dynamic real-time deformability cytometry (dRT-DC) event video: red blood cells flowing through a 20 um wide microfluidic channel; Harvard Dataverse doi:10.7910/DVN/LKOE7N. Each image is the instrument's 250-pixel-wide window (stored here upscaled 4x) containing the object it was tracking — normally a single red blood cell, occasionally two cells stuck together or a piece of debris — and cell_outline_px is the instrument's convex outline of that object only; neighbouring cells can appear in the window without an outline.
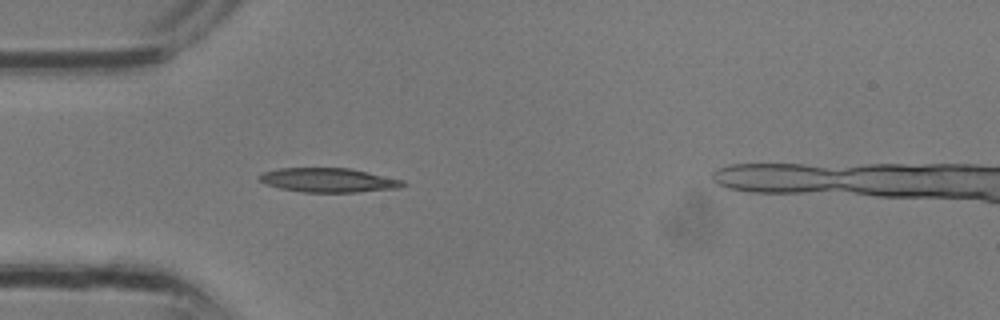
{"species": "common noctule bat (a hibernating species)", "species_latin": "Nyctalus noctula", "temperature_condition": "room temperature", "stored_images_in_passage": 5, "camera_frame_rate_fps": 3000, "um_per_image_px": 0.085, "animal": {"sex": "male", "body_mass_g": 13.3}, "frame": {"image": 1, "passage_image": 1, "time_ms": 0.0, "image_size_px": [1000, 320], "cell_outline_px": [[408, 184], [400, 188], [356, 192], [304, 192], [280, 188], [264, 184], [256, 180], [256, 176], [264, 172], [280, 168], [352, 168], [404, 180]], "centroid_in_image_um": [27.92, 15.31], "position_along_channel_um": 57.1, "area_um2": 20.52}}
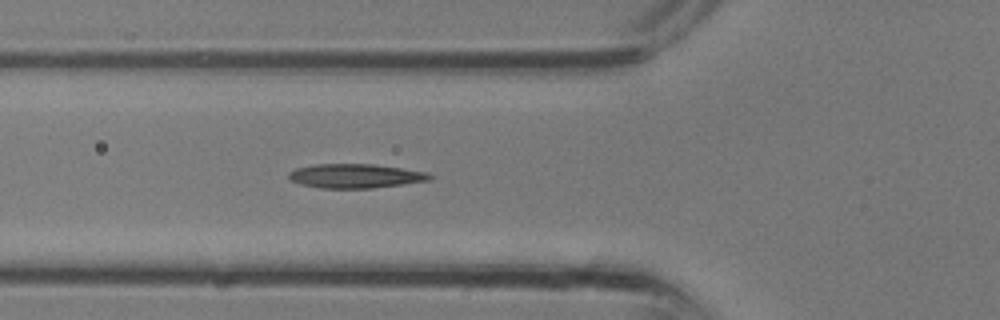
{"frame": {"image": 2, "passage_image": 3, "time_ms": 0.667, "image_size_px": [1000, 320], "cell_outline_px": [[432, 180], [372, 188], [320, 188], [300, 184], [288, 180], [288, 172], [296, 168], [316, 164], [372, 164], [428, 172], [432, 176]], "centroid_in_image_um": [30.17, 14.96], "position_along_channel_um": 95.6, "area_um2": 19.88}}
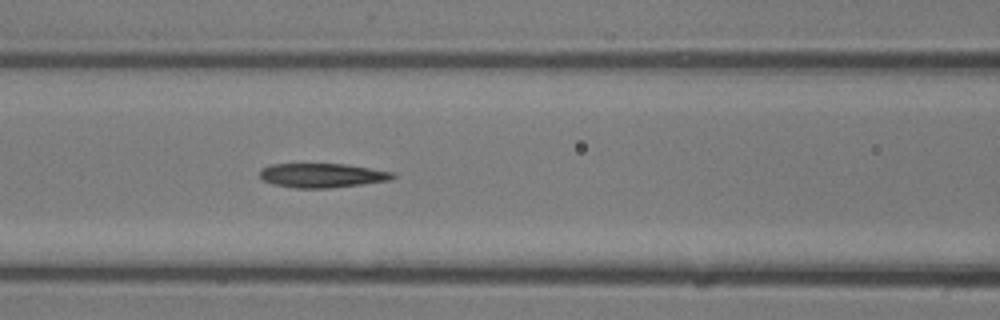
{"frame": {"image": 3, "passage_image": 5, "time_ms": 1.333, "image_size_px": [1000, 320], "cell_outline_px": [[396, 176], [388, 180], [360, 184], [328, 188], [296, 188], [272, 184], [264, 180], [260, 176], [260, 168], [268, 164], [344, 164], [392, 172]], "centroid_in_image_um": [27.3, 14.9], "position_along_channel_um": 139.3, "area_um2": 18.55}}